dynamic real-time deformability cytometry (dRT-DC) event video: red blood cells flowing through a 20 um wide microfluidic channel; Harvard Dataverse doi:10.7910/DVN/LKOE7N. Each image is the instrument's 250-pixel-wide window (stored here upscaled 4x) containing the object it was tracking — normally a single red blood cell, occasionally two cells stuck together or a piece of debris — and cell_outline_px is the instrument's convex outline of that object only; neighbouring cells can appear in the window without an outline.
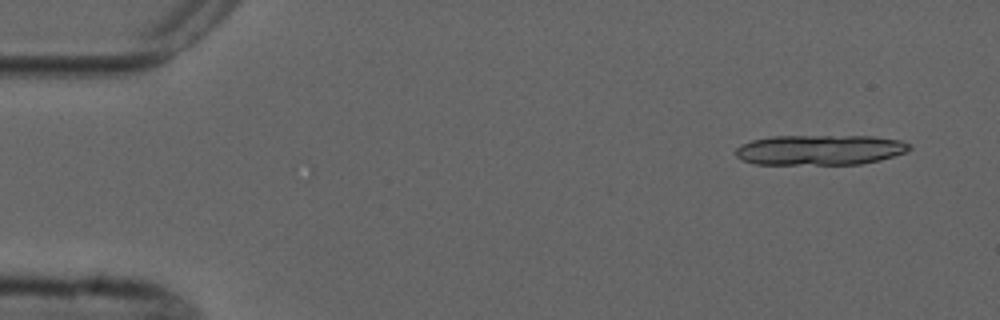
{"species": "common noctule bat (a hibernating species)", "species_latin": "Nyctalus noctula", "temperature_condition": "cold", "stored_images_in_passage": 6, "segment_of_instrument_passage": [1, 2], "camera_frame_rate_fps": 3000, "um_per_image_px": 0.085, "animal": {"sex": "male", "forearm_length_mm": 52.5}, "frame": {"image": 1, "passage_image": 1, "time_ms": 0.0, "image_size_px": [1000, 320], "cell_outline_px": [[912, 148], [908, 152], [880, 160], [860, 164], [756, 164], [740, 160], [736, 156], [736, 148], [740, 144], [752, 140], [772, 136], [872, 136], [900, 140], [912, 144]], "centroid_in_image_um": [69.71, 12.74], "position_along_channel_um": 15.3, "area_um2": 30.87}}